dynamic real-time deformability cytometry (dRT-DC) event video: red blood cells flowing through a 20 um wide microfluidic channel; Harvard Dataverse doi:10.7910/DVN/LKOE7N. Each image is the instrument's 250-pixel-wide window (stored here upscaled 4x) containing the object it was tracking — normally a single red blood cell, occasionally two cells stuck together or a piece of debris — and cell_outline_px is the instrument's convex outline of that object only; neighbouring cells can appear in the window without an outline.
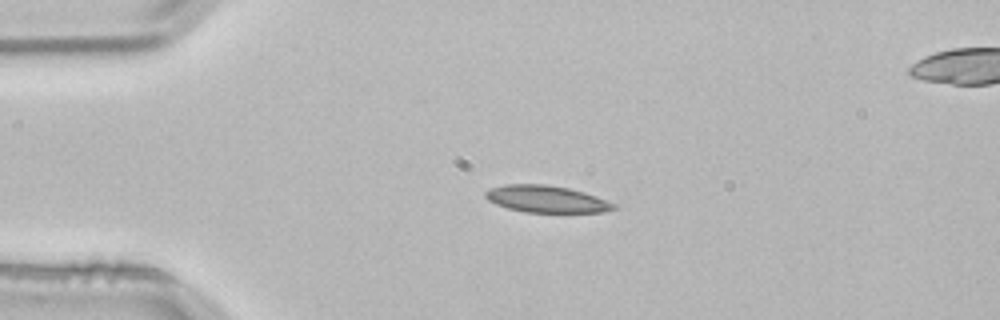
{"species": "common noctule bat (a hibernating species)", "species_latin": "Nyctalus noctula", "temperature_condition": "room temperature", "stored_images_in_passage": 2, "segment_of_instrument_passage": [1, 2], "camera_frame_rate_fps": 3000, "um_per_image_px": 0.085, "animal": {"sex": "male", "body_mass_g": 21.5, "forearm_length_mm": 52.0}, "frame": {"image": 1, "passage_image": 1, "time_ms": 0.0, "image_size_px": [1000, 320], "cell_outline_px": [[616, 208], [604, 212], [524, 212], [508, 208], [496, 204], [488, 200], [484, 196], [484, 192], [488, 188], [504, 184], [544, 184], [568, 188], [584, 192], [596, 196], [616, 204]], "centroid_in_image_um": [46.41, 16.91], "position_along_channel_um": 38.6, "area_um2": 20.17}}